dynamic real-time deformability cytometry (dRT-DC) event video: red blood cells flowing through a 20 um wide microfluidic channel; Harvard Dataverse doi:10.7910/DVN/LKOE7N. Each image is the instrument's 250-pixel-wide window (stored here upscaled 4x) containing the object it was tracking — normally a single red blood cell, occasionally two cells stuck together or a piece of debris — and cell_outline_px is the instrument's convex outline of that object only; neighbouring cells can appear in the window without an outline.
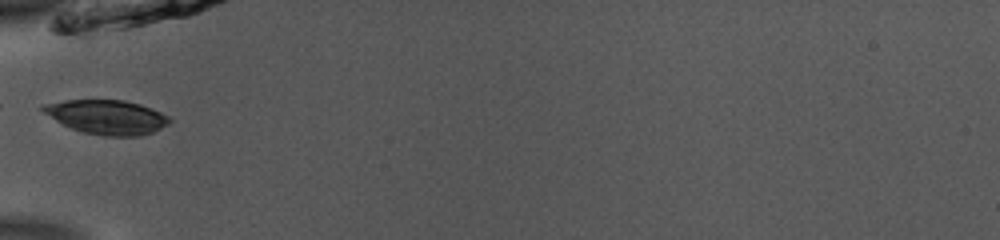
{"species": "common noctule bat (a hibernating species)", "species_latin": "Nyctalus noctula", "temperature_condition": "room temperature", "stored_images_in_passage": 9, "camera_frame_rate_fps": 3000, "um_per_image_px": 0.085, "animal": {"sex": "male", "body_mass_g": 13.0, "forearm_length_mm": 53.1}, "frame": {"image": 1, "passage_image": 1, "time_ms": 0.0, "image_size_px": [1000, 240], "cell_outline_px": [[172, 120], [168, 124], [152, 132], [140, 136], [104, 136], [84, 132], [72, 128], [56, 120], [44, 112], [40, 108], [40, 104], [64, 100], [124, 100], [140, 104], [160, 112], [168, 116]], "centroid_in_image_um": [9.08, 9.94], "position_along_channel_um": 75.9, "area_um2": 25.09}}